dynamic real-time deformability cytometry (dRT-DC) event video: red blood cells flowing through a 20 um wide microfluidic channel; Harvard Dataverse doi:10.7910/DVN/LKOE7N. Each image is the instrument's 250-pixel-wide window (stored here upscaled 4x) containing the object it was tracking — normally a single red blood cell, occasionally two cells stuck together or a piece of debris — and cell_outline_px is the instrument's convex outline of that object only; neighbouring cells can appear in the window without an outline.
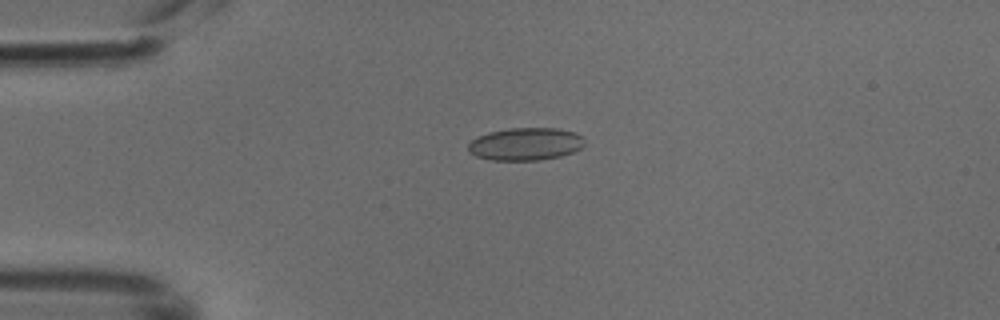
{"species": "common noctule bat (a hibernating species)", "species_latin": "Nyctalus noctula", "temperature_condition": "cold", "stored_images_in_passage": 49, "camera_frame_rate_fps": 3000, "um_per_image_px": 0.085, "animal": {"sex": "male", "body_mass_g": 18.8}, "frame": {"image": 1, "passage_image": 12, "time_ms": 3.667, "image_size_px": [1000, 320], "cell_outline_px": [[584, 144], [580, 148], [572, 152], [560, 156], [540, 160], [492, 160], [476, 156], [468, 152], [468, 144], [472, 140], [488, 132], [508, 128], [556, 128], [576, 132], [584, 140]], "centroid_in_image_um": [44.66, 12.24], "position_along_channel_um": 40.3, "area_um2": 22.08}}
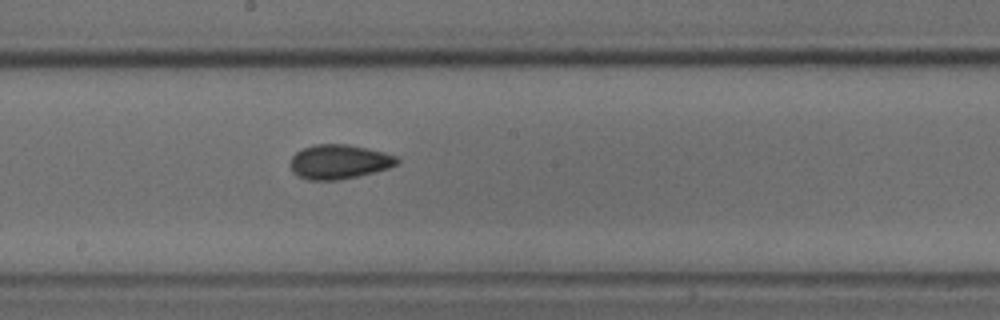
{"frame": {"image": 2, "passage_image": 27, "time_ms": 8.667, "image_size_px": [1000, 320], "cell_outline_px": [[400, 160], [396, 164], [388, 168], [356, 176], [336, 180], [308, 180], [296, 176], [292, 172], [288, 164], [292, 156], [296, 152], [304, 148], [316, 144], [348, 144], [368, 148], [384, 152], [396, 156]], "centroid_in_image_um": [28.77, 13.75], "position_along_channel_um": 219.4, "area_um2": 21.44}}
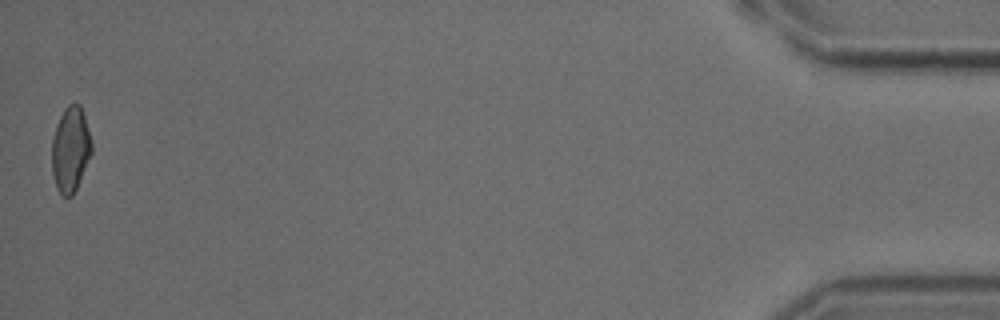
{"frame": {"image": 3, "passage_image": 49, "time_ms": 16.0, "image_size_px": [1000, 320], "cell_outline_px": [[92, 152], [76, 188], [72, 196], [64, 196], [56, 188], [52, 172], [52, 140], [56, 124], [64, 108], [68, 104], [80, 104], [84, 116], [92, 144]], "centroid_in_image_um": [5.98, 12.68], "position_along_channel_um": 429.2, "area_um2": 19.54}}